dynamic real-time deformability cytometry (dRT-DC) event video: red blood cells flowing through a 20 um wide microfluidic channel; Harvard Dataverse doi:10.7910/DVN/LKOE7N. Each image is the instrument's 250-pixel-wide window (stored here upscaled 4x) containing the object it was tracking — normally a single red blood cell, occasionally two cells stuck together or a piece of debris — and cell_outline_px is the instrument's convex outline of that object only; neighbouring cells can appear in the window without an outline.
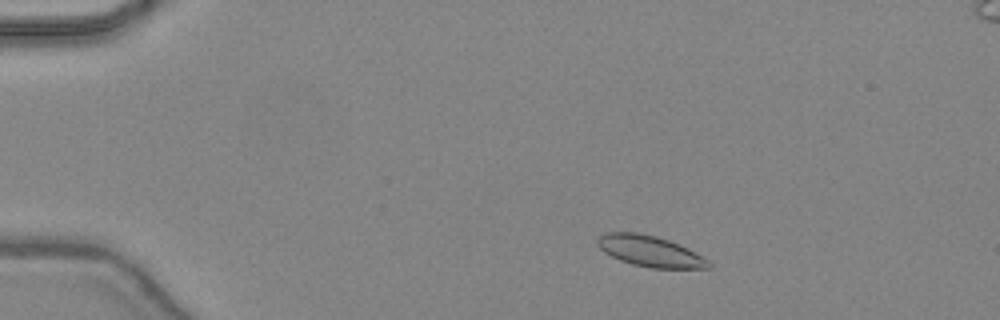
{"species": "common noctule bat (a hibernating species)", "species_latin": "Nyctalus noctula", "temperature_condition": "warm", "stored_images_in_passage": 44, "camera_frame_rate_fps": 3000, "um_per_image_px": 0.085, "animal": {"sex": "female", "body_mass_g": 24.6, "forearm_length_mm": 56.2}, "frame": {"image": 1, "passage_image": 6, "time_ms": 1.667, "image_size_px": [1000, 320], "cell_outline_px": [[712, 268], [652, 268], [632, 264], [620, 260], [604, 252], [596, 244], [596, 240], [600, 236], [608, 232], [640, 232], [656, 236], [668, 240], [688, 248], [708, 260], [712, 264]], "centroid_in_image_um": [55.24, 21.35], "position_along_channel_um": 29.8, "area_um2": 20.0}}
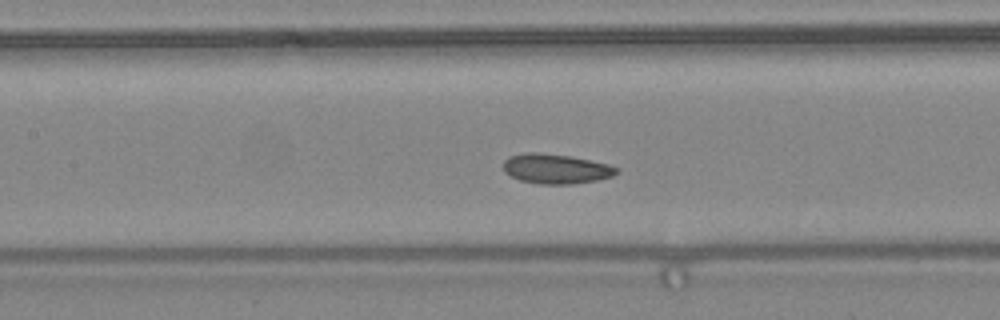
{"frame": {"image": 2, "passage_image": 20, "time_ms": 6.333, "image_size_px": [1000, 320], "cell_outline_px": [[620, 168], [612, 176], [596, 180], [572, 184], [540, 184], [520, 180], [504, 172], [504, 160], [508, 156], [528, 152], [536, 152], [568, 156], [608, 164]], "centroid_in_image_um": [47.22, 14.35], "position_along_channel_um": 160.2, "area_um2": 19.42}}
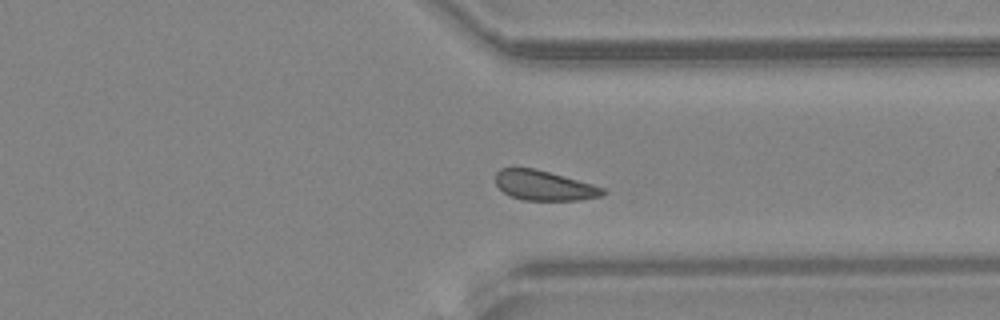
{"frame": {"image": 3, "passage_image": 34, "time_ms": 11.0, "image_size_px": [1000, 320], "cell_outline_px": [[608, 192], [600, 196], [580, 200], [524, 200], [512, 196], [504, 192], [496, 184], [496, 172], [500, 168], [536, 168], [592, 184], [604, 188]], "centroid_in_image_um": [46.26, 15.76], "position_along_channel_um": 365.1, "area_um2": 18.55}, "authors_computed_cell_mechanics": {"area_um2": 19.4208, "velocity_mm_per_s": 4.3983, "shape_relaxation_time_tau1_ms": 2.1491, "shape_relaxation_time_tau2_ms": 3.5376, "deformation_change_tau1": 0.0465, "deformation_change_tau2": 0.0695}}